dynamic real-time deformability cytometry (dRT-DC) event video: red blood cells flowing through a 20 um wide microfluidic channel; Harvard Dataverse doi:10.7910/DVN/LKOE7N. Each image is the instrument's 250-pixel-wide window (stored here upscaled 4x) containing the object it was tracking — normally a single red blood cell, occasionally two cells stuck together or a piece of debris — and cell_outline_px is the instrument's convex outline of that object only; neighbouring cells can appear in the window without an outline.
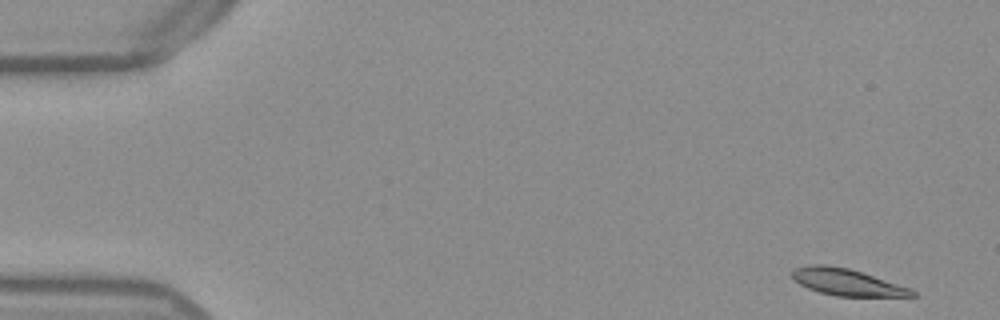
{"species": "Egyptian fruit bat (a non-hibernating species)", "species_latin": "Rousettus aegyptiacus", "temperature_condition": "warm", "stored_images_in_passage": 51, "camera_frame_rate_fps": 3000, "um_per_image_px": 0.085, "frame": {"image": 1, "passage_image": 1, "time_ms": 0.0, "image_size_px": [1000, 320], "cell_outline_px": [[916, 296], [836, 296], [820, 292], [808, 288], [792, 280], [792, 268], [808, 264], [828, 264], [848, 268], [912, 288], [916, 292]], "centroid_in_image_um": [71.95, 23.97], "position_along_channel_um": 13.1, "area_um2": 18.79}}
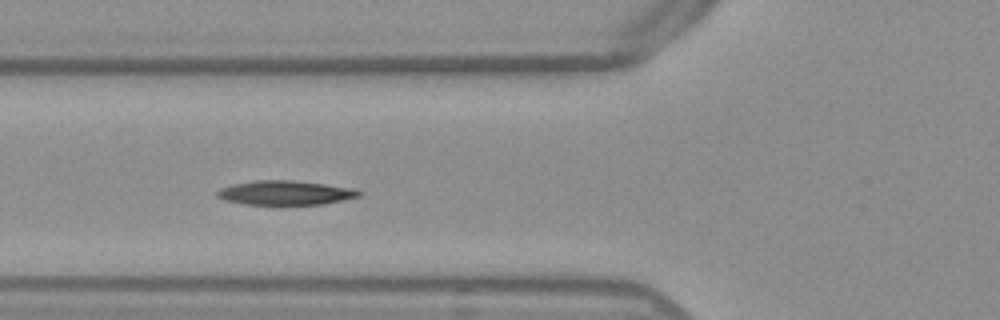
{"frame": {"image": 2, "passage_image": 18, "time_ms": 5.667, "image_size_px": [1000, 320], "cell_outline_px": [[364, 192], [360, 196], [324, 204], [244, 204], [224, 200], [216, 196], [216, 192], [220, 188], [232, 184], [252, 180], [292, 180], [356, 188]], "centroid_in_image_um": [24.26, 16.38], "position_along_channel_um": 101.5, "area_um2": 20.17}}
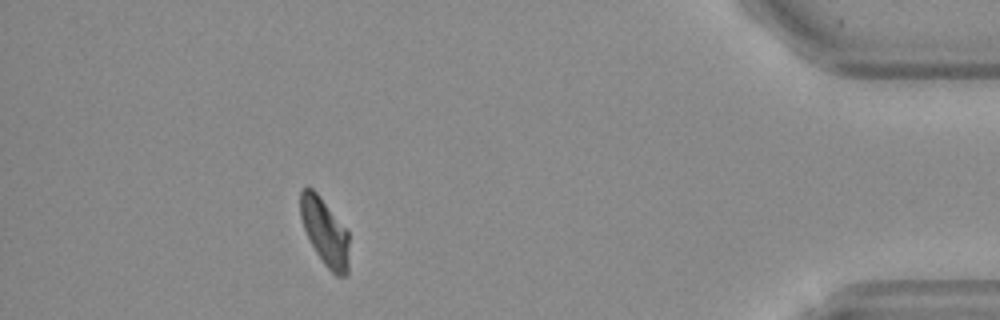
{"frame": {"image": 3, "passage_image": 46, "time_ms": 15.0, "image_size_px": [1000, 320], "cell_outline_px": [[348, 276], [336, 276], [324, 264], [316, 252], [304, 228], [300, 216], [300, 192], [304, 188], [312, 188], [320, 196], [348, 228]], "centroid_in_image_um": [27.64, 19.7], "position_along_channel_um": 407.6, "area_um2": 19.13}, "authors_computed_cell_mechanics": {"area_um2": 19.941, "velocity_mm_per_s": 3.8279, "shape_relaxation_time_tau1_ms": 4.7009, "shape_relaxation_time_tau2_ms": null, "deformation_change_tau1": 0.1586, "deformation_change_tau2": null}}